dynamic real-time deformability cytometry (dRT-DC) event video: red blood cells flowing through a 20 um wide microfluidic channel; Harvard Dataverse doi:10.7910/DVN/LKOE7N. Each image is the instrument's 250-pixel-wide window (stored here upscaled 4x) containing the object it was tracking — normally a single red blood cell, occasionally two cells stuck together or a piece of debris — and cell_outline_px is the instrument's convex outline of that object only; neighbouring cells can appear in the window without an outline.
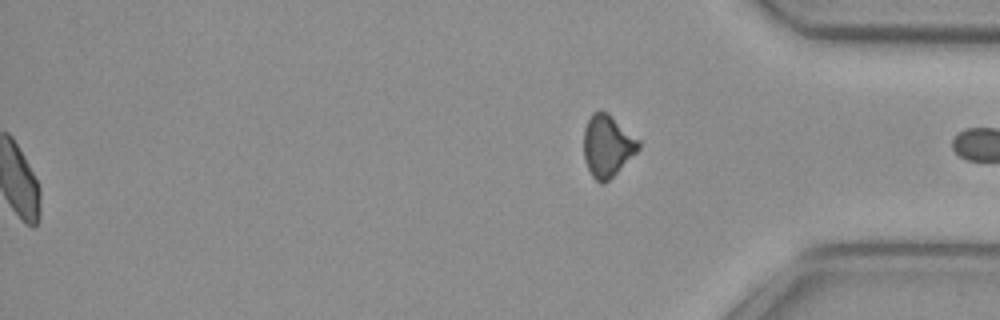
{"species": "common noctule bat (a hibernating species)", "species_latin": "Nyctalus noctula", "temperature_condition": "cold", "stored_images_in_passage": 55, "segment_of_instrument_passage": [2, 2], "camera_frame_rate_fps": 3000, "um_per_image_px": 0.085, "animal": {"sex": "female", "body_mass_g": 29.2, "forearm_length_mm": 56.3}, "frame": {"image": 1, "passage_image": 55, "time_ms": 18.0, "image_size_px": [1000, 320], "cell_outline_px": [[640, 148], [604, 184], [600, 184], [592, 176], [584, 160], [584, 128], [592, 112], [608, 112], [640, 140]], "centroid_in_image_um": [51.62, 12.39], "position_along_channel_um": 383.6, "area_um2": 19.59}}